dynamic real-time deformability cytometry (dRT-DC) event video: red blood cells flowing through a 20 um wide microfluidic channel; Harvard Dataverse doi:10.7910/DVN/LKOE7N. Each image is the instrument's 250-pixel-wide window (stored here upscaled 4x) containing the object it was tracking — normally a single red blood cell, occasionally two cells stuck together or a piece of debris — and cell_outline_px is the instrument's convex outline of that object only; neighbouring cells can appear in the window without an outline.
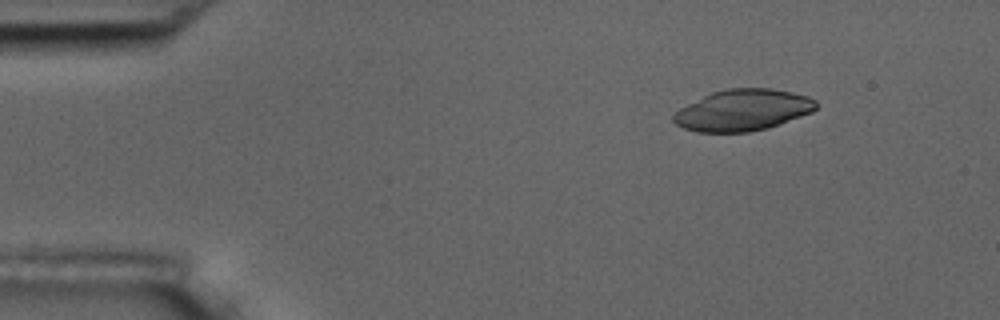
{"species": "common noctule bat (a hibernating species)", "species_latin": "Nyctalus noctula", "temperature_condition": "room temperature", "stored_images_in_passage": 6, "camera_frame_rate_fps": 3000, "um_per_image_px": 0.085, "animal": {"sex": "male", "body_mass_g": 17.5, "forearm_length_mm": 52.3}, "frame": {"image": 1, "passage_image": 2, "time_ms": 0.333, "image_size_px": [1000, 320], "cell_outline_px": [[820, 104], [812, 112], [780, 124], [768, 128], [748, 132], [696, 132], [684, 128], [676, 124], [672, 120], [672, 116], [680, 108], [712, 92], [728, 88], [772, 88], [792, 92], [808, 96], [816, 100]], "centroid_in_image_um": [63.17, 9.36], "position_along_channel_um": 21.8, "area_um2": 34.45}}